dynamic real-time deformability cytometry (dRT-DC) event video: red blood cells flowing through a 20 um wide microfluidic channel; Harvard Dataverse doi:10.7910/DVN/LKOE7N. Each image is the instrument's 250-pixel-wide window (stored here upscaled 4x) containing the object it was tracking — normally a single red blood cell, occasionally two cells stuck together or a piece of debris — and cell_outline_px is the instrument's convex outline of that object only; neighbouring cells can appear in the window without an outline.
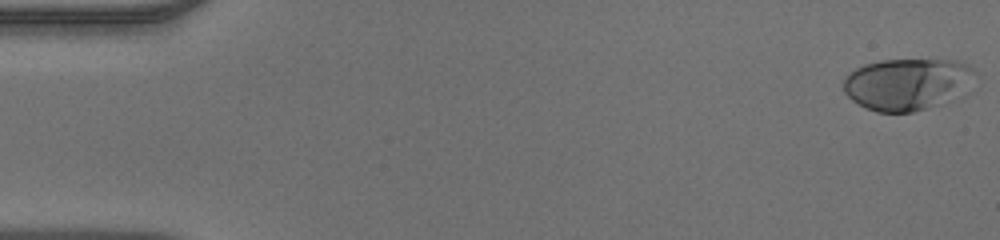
{"species": "human", "species_latin": "Homo sapiens", "temperature_condition": "warm", "stored_images_in_passage": 50, "camera_frame_rate_fps": 3000, "um_per_image_px": 0.085, "donor": {"sex": "male"}, "frame": {"image": 1, "passage_image": 1, "time_ms": 0.0, "image_size_px": [1000, 240], "cell_outline_px": [[976, 72], [940, 104], [912, 112], [876, 112], [852, 100], [844, 92], [844, 76], [856, 68], [864, 64], [880, 60], [956, 60], [968, 64]], "centroid_in_image_um": [76.95, 7.12], "position_along_channel_um": 8.0, "area_um2": 38.32}}
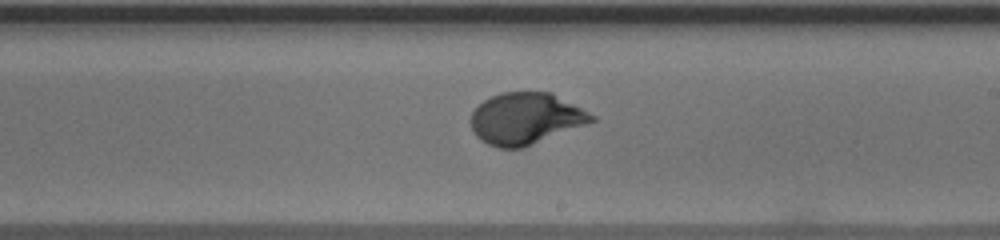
{"frame": {"image": 2, "passage_image": 29, "time_ms": 9.333, "image_size_px": [1000, 240], "cell_outline_px": [[596, 120], [524, 148], [500, 148], [488, 144], [480, 140], [476, 136], [472, 128], [472, 112], [484, 100], [500, 92], [552, 92], [596, 116]], "centroid_in_image_um": [44.69, 10.08], "position_along_channel_um": 244.3, "area_um2": 36.13}}
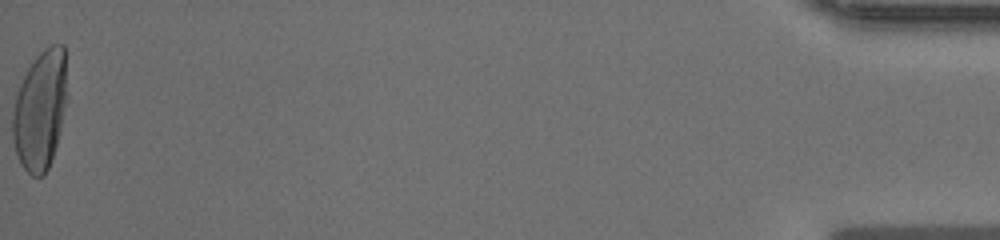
{"frame": {"image": 3, "passage_image": 50, "time_ms": 16.333, "image_size_px": [1000, 240], "cell_outline_px": [[68, 96], [52, 160], [44, 176], [32, 176], [20, 164], [16, 152], [12, 136], [12, 112], [16, 96], [20, 84], [28, 68], [36, 56], [44, 48], [52, 44], [64, 44]], "centroid_in_image_um": [3.43, 9.34], "position_along_channel_um": 431.8, "area_um2": 38.15}}